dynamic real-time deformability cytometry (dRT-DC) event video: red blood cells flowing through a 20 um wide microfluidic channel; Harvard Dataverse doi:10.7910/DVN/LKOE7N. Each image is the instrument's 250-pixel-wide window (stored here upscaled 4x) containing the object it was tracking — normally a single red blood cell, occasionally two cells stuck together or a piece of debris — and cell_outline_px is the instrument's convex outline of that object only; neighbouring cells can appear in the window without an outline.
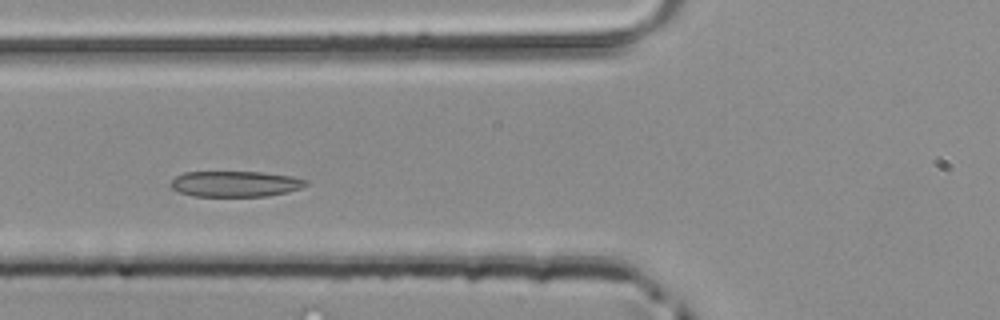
{"species": "common noctule bat (a hibernating species)", "species_latin": "Nyctalus noctula", "temperature_condition": "room temperature", "stored_images_in_passage": 43, "camera_frame_rate_fps": 3000, "um_per_image_px": 0.085, "animal": {"sex": "male", "body_mass_g": 20.4}, "frame": {"image": 1, "passage_image": 12, "time_ms": 3.667, "image_size_px": [1000, 320], "cell_outline_px": [[308, 184], [300, 188], [288, 192], [268, 196], [196, 196], [180, 192], [172, 188], [168, 184], [176, 176], [184, 172], [264, 172], [292, 176], [308, 180]], "centroid_in_image_um": [20.02, 15.62], "position_along_channel_um": 105.8, "area_um2": 20.35}}
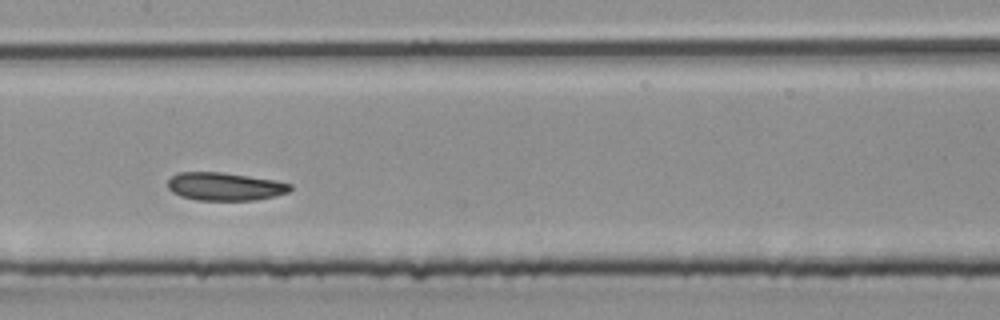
{"frame": {"image": 2, "passage_image": 18, "time_ms": 5.667, "image_size_px": [1000, 320], "cell_outline_px": [[292, 188], [288, 192], [276, 196], [256, 200], [196, 200], [180, 196], [172, 192], [168, 188], [168, 180], [172, 176], [180, 172], [220, 172], [276, 180], [292, 184]], "centroid_in_image_um": [19.13, 15.86], "position_along_channel_um": 188.3, "area_um2": 20.06}}
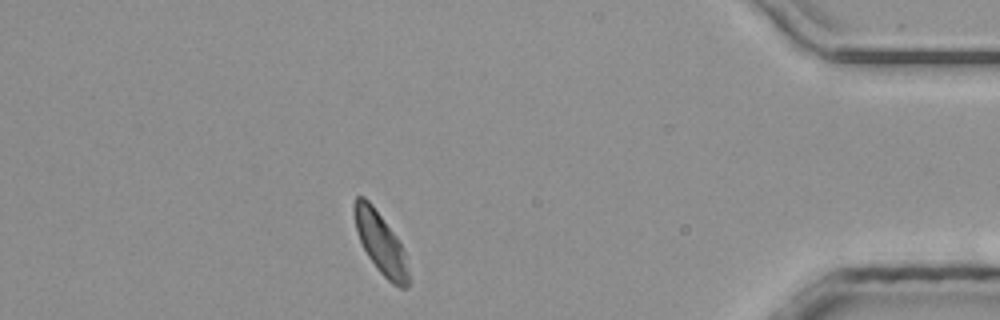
{"frame": {"image": 3, "passage_image": 37, "time_ms": 12.0, "image_size_px": [1000, 320], "cell_outline_px": [[408, 288], [400, 288], [392, 284], [380, 272], [368, 256], [360, 240], [356, 228], [352, 208], [352, 204], [356, 196], [364, 196], [372, 204], [400, 240], [404, 252], [408, 272]], "centroid_in_image_um": [32.34, 20.62], "position_along_channel_um": 402.9, "area_um2": 19.31}}